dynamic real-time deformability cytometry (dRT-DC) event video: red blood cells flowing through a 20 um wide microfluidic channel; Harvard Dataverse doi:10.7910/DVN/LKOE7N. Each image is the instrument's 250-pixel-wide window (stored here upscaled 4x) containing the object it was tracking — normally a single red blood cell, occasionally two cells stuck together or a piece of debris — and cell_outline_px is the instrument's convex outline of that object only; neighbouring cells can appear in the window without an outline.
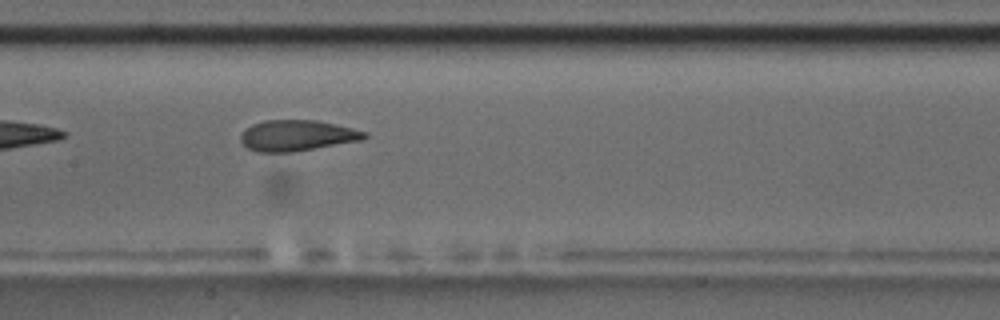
{"species": "common noctule bat (a hibernating species)", "species_latin": "Nyctalus noctula", "temperature_condition": "room temperature", "stored_images_in_passage": 9, "camera_frame_rate_fps": 3000, "um_per_image_px": 0.085, "animal": {"sex": "male", "body_mass_g": 17.5, "forearm_length_mm": 52.3}, "frame": {"image": 1, "passage_image": 8, "time_ms": 8.0, "image_size_px": [1000, 320], "cell_outline_px": [[368, 136], [360, 140], [292, 152], [256, 152], [248, 148], [240, 140], [240, 136], [244, 128], [252, 124], [264, 120], [316, 120], [352, 128], [368, 132]], "centroid_in_image_um": [25.2, 11.51], "position_along_channel_um": 182.2, "area_um2": 22.2}}